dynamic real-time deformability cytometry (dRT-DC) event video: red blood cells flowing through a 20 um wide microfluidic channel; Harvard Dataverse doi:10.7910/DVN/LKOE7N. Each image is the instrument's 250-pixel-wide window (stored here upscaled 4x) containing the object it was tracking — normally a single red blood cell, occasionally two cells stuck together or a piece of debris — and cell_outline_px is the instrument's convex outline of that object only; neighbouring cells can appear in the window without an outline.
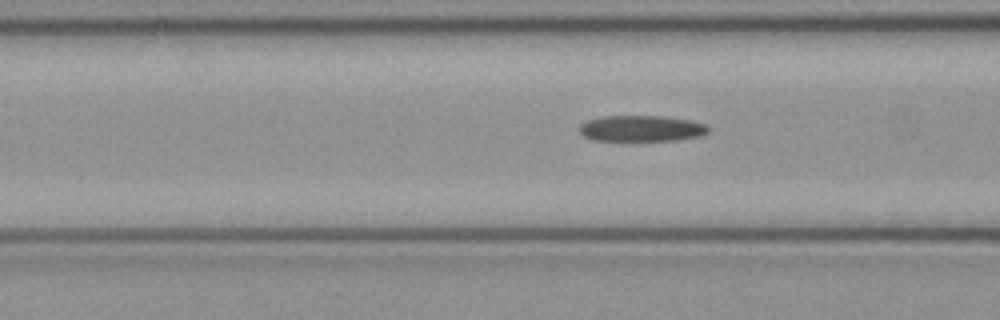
{"species": "common noctule bat (a hibernating species)", "species_latin": "Nyctalus noctula", "temperature_condition": "cold", "stored_images_in_passage": 6, "segment_of_instrument_passage": [2, 2], "camera_frame_rate_fps": 3000, "um_per_image_px": 0.085, "animal": {"sex": "female", "body_mass_g": 21.9}, "frame": {"image": 1, "passage_image": 6, "time_ms": 1.667, "image_size_px": [1000, 320], "cell_outline_px": [[708, 132], [700, 136], [676, 140], [592, 140], [584, 136], [580, 132], [580, 124], [588, 120], [604, 116], [664, 116], [692, 120], [704, 124], [708, 128]], "centroid_in_image_um": [54.52, 10.91], "position_along_channel_um": 112.1, "area_um2": 19.42}}